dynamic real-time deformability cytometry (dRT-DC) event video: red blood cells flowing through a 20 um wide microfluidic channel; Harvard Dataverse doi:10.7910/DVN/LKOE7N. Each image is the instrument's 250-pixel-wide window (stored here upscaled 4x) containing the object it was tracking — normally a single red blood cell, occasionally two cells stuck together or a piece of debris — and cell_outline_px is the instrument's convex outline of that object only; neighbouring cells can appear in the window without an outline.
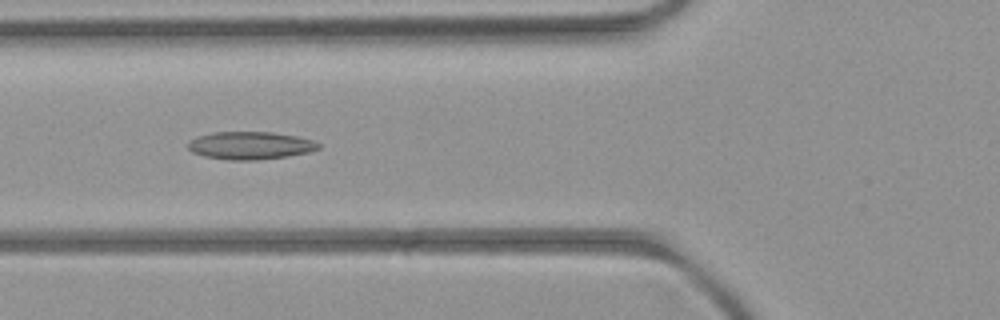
{"species": "common noctule bat (a hibernating species)", "species_latin": "Nyctalus noctula", "temperature_condition": "room temperature", "stored_images_in_passage": 7, "camera_frame_rate_fps": 3000, "um_per_image_px": 0.085, "animal": {"sex": "female", "body_mass_g": 21.9}, "frame": {"image": 1, "passage_image": 5, "time_ms": 4.667, "image_size_px": [1000, 320], "cell_outline_px": [[320, 148], [308, 152], [288, 156], [256, 160], [228, 160], [204, 156], [192, 152], [188, 148], [188, 140], [212, 132], [272, 132], [296, 136], [312, 140], [320, 144]], "centroid_in_image_um": [21.26, 12.37], "position_along_channel_um": 104.5, "area_um2": 21.04}}
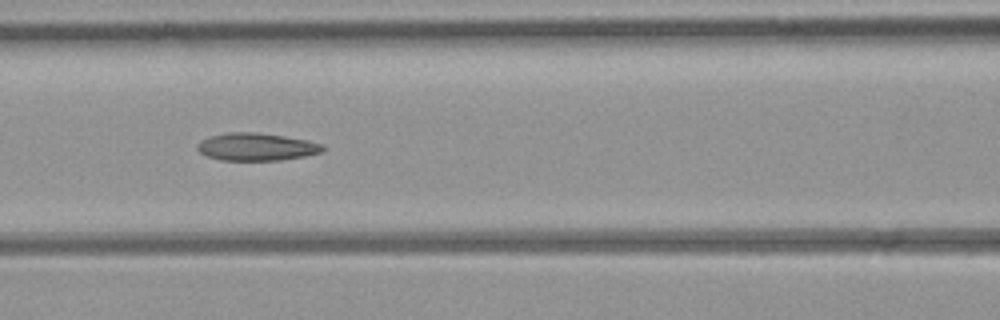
{"frame": {"image": 2, "passage_image": 6, "time_ms": 5.667, "image_size_px": [1000, 320], "cell_outline_px": [[324, 148], [320, 152], [304, 156], [280, 160], [220, 160], [208, 156], [200, 152], [196, 148], [196, 144], [200, 140], [212, 136], [228, 132], [252, 132], [284, 136], [308, 140], [320, 144]], "centroid_in_image_um": [21.75, 12.48], "position_along_channel_um": 144.9, "area_um2": 19.94}}
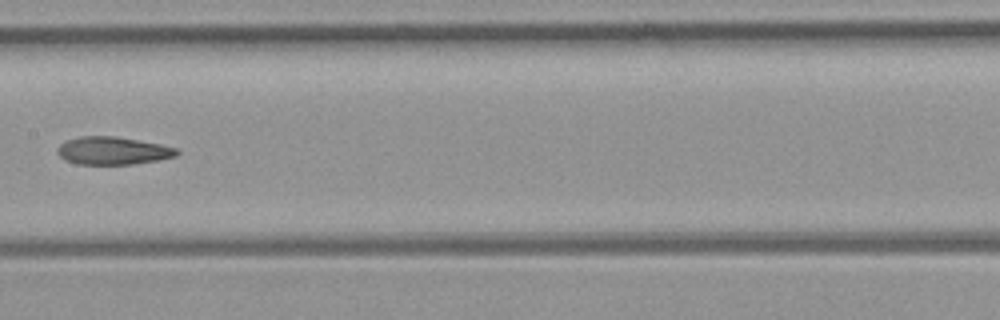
{"frame": {"image": 3, "passage_image": 7, "time_ms": 7.0, "image_size_px": [1000, 320], "cell_outline_px": [[180, 152], [176, 156], [156, 160], [132, 164], [76, 164], [64, 160], [56, 152], [56, 148], [60, 144], [68, 140], [80, 136], [116, 136], [160, 144], [176, 148]], "centroid_in_image_um": [9.56, 12.81], "position_along_channel_um": 197.8, "area_um2": 19.31}}